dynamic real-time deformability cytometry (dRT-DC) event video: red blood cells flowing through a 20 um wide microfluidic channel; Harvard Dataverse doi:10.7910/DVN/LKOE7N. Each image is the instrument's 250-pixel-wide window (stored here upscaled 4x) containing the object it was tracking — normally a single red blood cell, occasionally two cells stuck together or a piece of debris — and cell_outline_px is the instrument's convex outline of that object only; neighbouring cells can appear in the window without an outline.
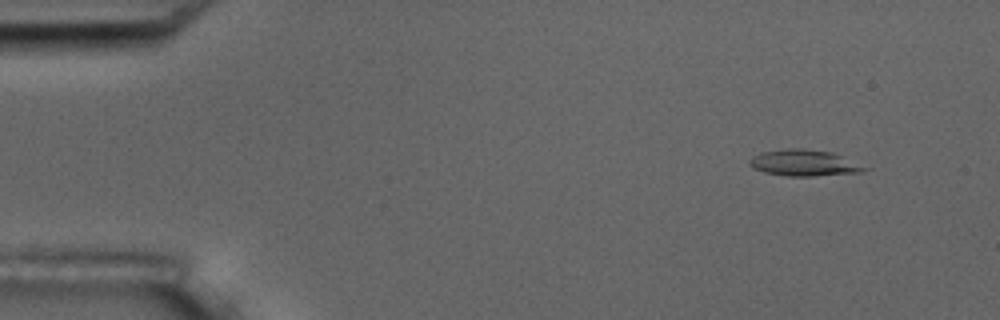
{"species": "common noctule bat (a hibernating species)", "species_latin": "Nyctalus noctula", "temperature_condition": "room temperature", "stored_images_in_passage": 5, "segment_of_instrument_passage": [1, 2], "camera_frame_rate_fps": 3000, "um_per_image_px": 0.085, "animal": {"sex": "male", "body_mass_g": 17.5, "forearm_length_mm": 52.3}, "frame": {"image": 1, "passage_image": 1, "time_ms": 0.0, "image_size_px": [1000, 320], "cell_outline_px": [[872, 168], [864, 172], [812, 176], [788, 176], [764, 172], [752, 168], [748, 164], [748, 160], [752, 156], [764, 152], [788, 148], [800, 148], [832, 152]], "centroid_in_image_um": [68.38, 13.85], "position_along_channel_um": 16.6, "area_um2": 17.74}}